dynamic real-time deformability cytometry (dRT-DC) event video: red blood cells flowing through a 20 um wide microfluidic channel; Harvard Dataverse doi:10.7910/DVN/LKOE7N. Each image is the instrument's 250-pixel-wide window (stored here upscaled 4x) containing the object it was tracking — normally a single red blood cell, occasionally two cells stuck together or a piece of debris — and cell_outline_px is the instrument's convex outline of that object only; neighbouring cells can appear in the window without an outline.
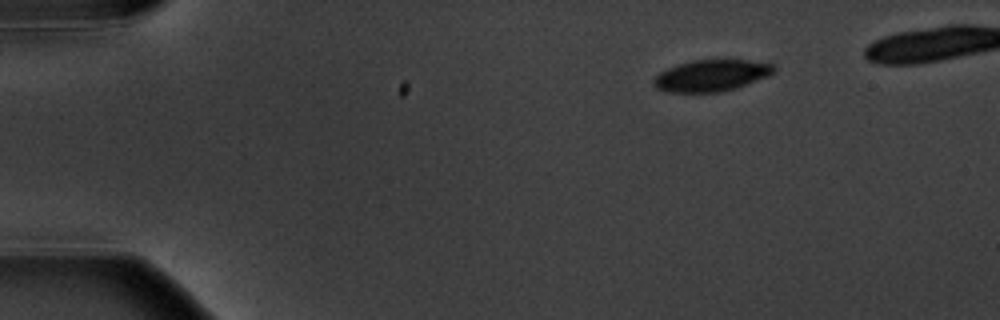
{"species": "common noctule bat (a hibernating species)", "species_latin": "Nyctalus noctula", "temperature_condition": "warm", "stored_images_in_passage": 6, "camera_frame_rate_fps": 3000, "um_per_image_px": 0.085, "animal": {"sex": "male", "body_mass_g": 20.1, "forearm_length_mm": 53.5}, "frame": {"image": 1, "passage_image": 1, "time_ms": 0.0, "image_size_px": [1000, 320], "cell_outline_px": [[776, 72], [768, 76], [736, 88], [720, 92], [664, 92], [656, 88], [652, 84], [652, 80], [660, 72], [668, 68], [692, 60], [748, 60], [776, 64]], "centroid_in_image_um": [60.48, 6.42], "position_along_channel_um": 24.5, "area_um2": 22.2}}
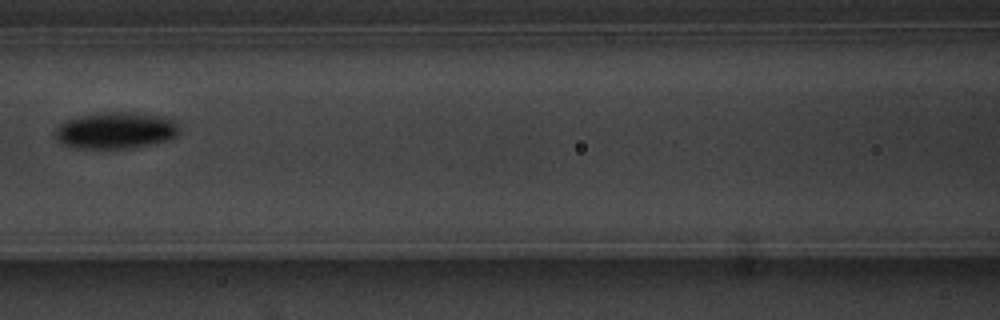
{"frame": {"image": 2, "passage_image": 6, "time_ms": 6.0, "image_size_px": [1000, 320], "cell_outline_px": [[180, 132], [172, 140], [132, 148], [76, 148], [60, 144], [56, 140], [56, 128], [60, 124], [68, 120], [80, 116], [112, 112], [136, 112], [160, 116], [176, 120], [180, 128]], "centroid_in_image_um": [9.9, 11.1], "position_along_channel_um": 156.7, "area_um2": 26.65}}